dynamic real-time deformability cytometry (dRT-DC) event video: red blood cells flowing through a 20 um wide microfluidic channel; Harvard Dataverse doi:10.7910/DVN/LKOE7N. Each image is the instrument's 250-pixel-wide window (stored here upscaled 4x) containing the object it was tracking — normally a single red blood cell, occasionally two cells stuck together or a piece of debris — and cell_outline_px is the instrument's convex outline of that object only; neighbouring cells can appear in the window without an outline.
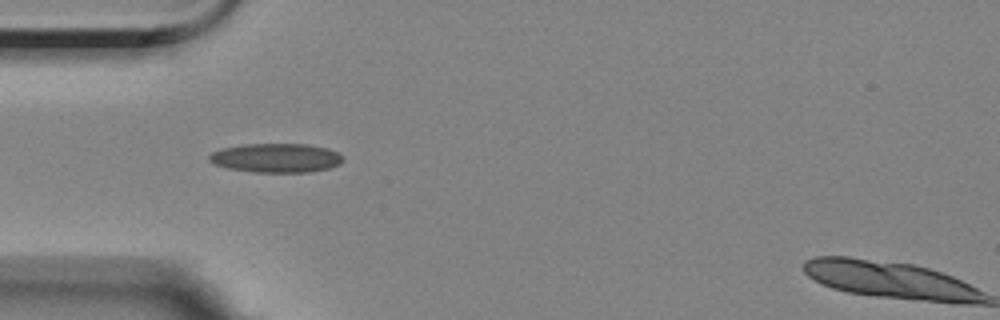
{"species": "Egyptian fruit bat (a non-hibernating species)", "species_latin": "Rousettus aegyptiacus", "temperature_condition": "room temperature", "stored_images_in_passage": 42, "segment_of_instrument_passage": [1, 2], "camera_frame_rate_fps": 3000, "um_per_image_px": 0.085, "animal": {"sex": "female"}, "frame": {"image": 1, "passage_image": 1, "time_ms": 0.0, "image_size_px": [1000, 320], "cell_outline_px": [[344, 160], [340, 164], [328, 168], [308, 172], [256, 172], [228, 168], [212, 164], [208, 160], [208, 156], [212, 152], [224, 148], [240, 144], [308, 144], [328, 148], [340, 152], [344, 156]], "centroid_in_image_um": [23.49, 13.41], "position_along_channel_um": 61.5, "area_um2": 22.89}}
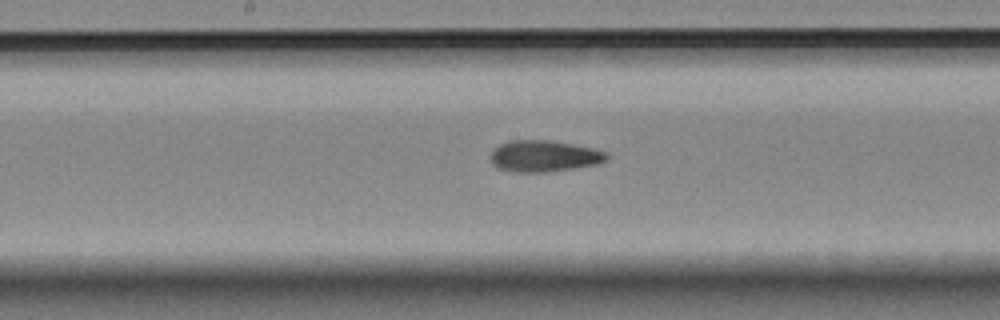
{"frame": {"image": 2, "passage_image": 13, "time_ms": 4.0, "image_size_px": [1000, 320], "cell_outline_px": [[608, 160], [596, 164], [576, 168], [548, 172], [512, 172], [500, 168], [492, 164], [492, 152], [500, 144], [508, 140], [552, 140], [592, 148], [608, 152]], "centroid_in_image_um": [46.28, 13.27], "position_along_channel_um": 201.9, "area_um2": 21.27}}
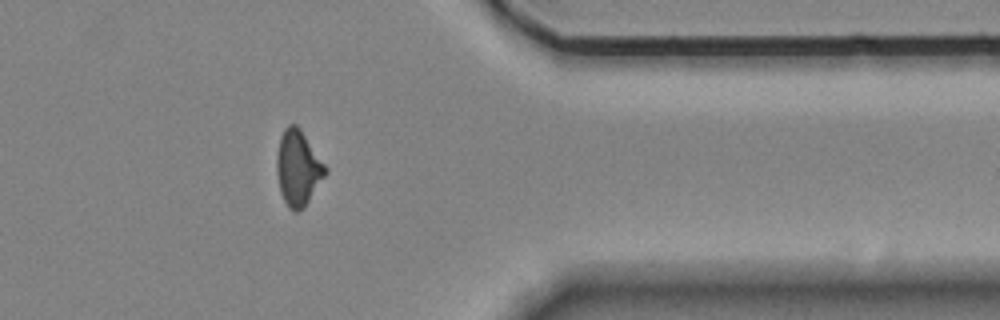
{"frame": {"image": 3, "passage_image": 30, "time_ms": 9.667, "image_size_px": [1000, 320], "cell_outline_px": [[328, 172], [304, 208], [296, 212], [292, 212], [288, 208], [280, 192], [276, 172], [276, 156], [280, 136], [284, 128], [288, 124], [296, 124], [300, 128], [328, 168]], "centroid_in_image_um": [25.33, 14.29], "position_along_channel_um": 386.1, "area_um2": 21.68}}